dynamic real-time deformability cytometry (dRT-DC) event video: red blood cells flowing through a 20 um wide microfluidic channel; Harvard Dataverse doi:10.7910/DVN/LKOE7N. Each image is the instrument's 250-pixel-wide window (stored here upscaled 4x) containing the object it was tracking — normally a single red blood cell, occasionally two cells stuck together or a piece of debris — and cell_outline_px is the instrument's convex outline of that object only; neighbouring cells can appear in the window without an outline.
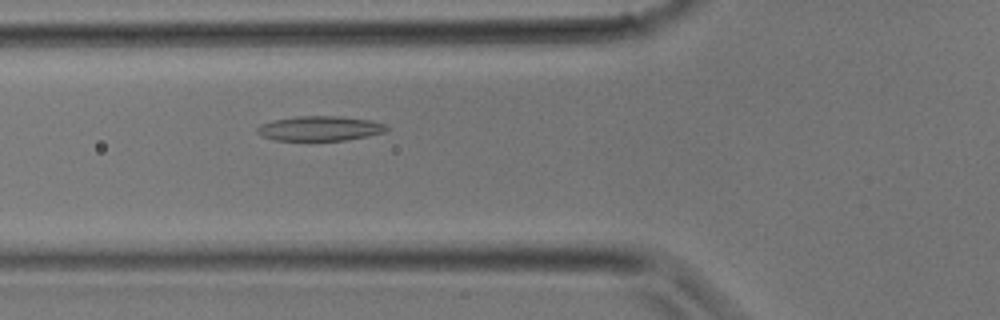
{"species": "common noctule bat (a hibernating species)", "species_latin": "Nyctalus noctula", "temperature_condition": "room temperature", "stored_images_in_passage": 3, "camera_frame_rate_fps": 3000, "um_per_image_px": 0.085, "animal": {"sex": "male", "body_mass_g": 17.9}, "frame": {"image": 1, "passage_image": 3, "time_ms": 0.667, "image_size_px": [1000, 320], "cell_outline_px": [[388, 128], [384, 132], [368, 136], [344, 140], [272, 140], [256, 132], [256, 128], [260, 124], [276, 120], [296, 116], [340, 116], [372, 120], [388, 124]], "centroid_in_image_um": [27.22, 10.91], "position_along_channel_um": 98.6, "area_um2": 18.67}}